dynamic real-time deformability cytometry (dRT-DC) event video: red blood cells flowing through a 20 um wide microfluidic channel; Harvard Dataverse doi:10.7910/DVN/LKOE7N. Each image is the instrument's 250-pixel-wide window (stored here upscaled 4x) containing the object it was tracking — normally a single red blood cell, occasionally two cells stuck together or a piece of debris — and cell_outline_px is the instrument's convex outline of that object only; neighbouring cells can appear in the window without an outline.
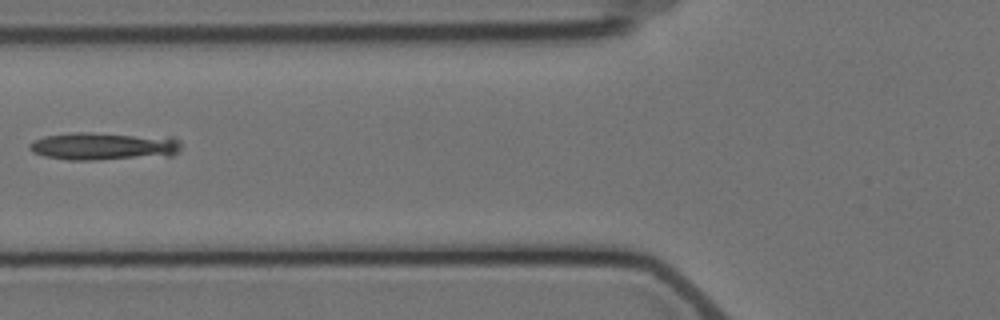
{"species": "Egyptian fruit bat (a non-hibernating species)", "species_latin": "Rousettus aegyptiacus", "temperature_condition": "cold", "stored_images_in_passage": 3, "camera_frame_rate_fps": 3000, "um_per_image_px": 0.085, "animal": {"sex": "female"}, "frame": {"image": 1, "passage_image": 3, "time_ms": 2.0, "image_size_px": [1000, 320], "cell_outline_px": [[180, 152], [172, 156], [96, 160], [68, 160], [44, 156], [32, 152], [28, 148], [28, 144], [44, 136], [72, 132], [92, 132], [172, 136], [180, 140]], "centroid_in_image_um": [8.89, 12.42], "position_along_channel_um": 116.9, "area_um2": 25.32}}